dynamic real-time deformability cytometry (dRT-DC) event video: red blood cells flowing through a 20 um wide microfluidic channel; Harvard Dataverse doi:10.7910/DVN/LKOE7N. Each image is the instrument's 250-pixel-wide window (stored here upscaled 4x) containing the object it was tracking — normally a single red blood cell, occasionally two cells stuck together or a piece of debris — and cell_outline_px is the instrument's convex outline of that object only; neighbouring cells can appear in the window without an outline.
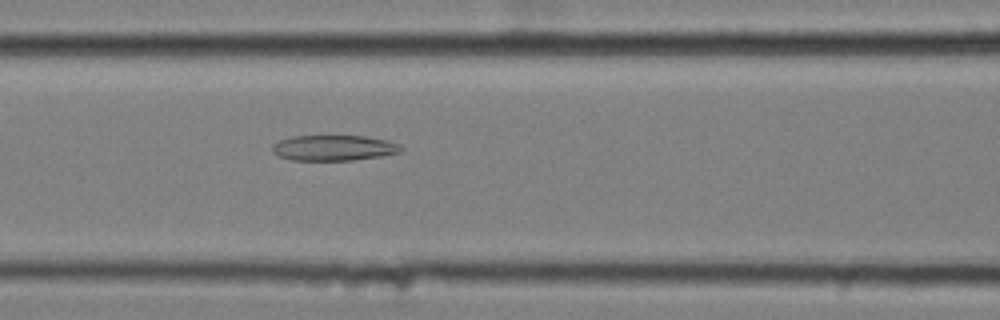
{"species": "common noctule bat (a hibernating species)", "species_latin": "Nyctalus noctula", "temperature_condition": "cold", "stored_images_in_passage": 51, "camera_frame_rate_fps": 3000, "um_per_image_px": 0.085, "animal": {"sex": "female", "body_mass_g": 25.1}, "frame": {"image": 1, "passage_image": 18, "time_ms": 5.667, "image_size_px": [1000, 320], "cell_outline_px": [[404, 148], [400, 152], [380, 156], [352, 160], [292, 160], [280, 156], [272, 152], [272, 144], [280, 140], [292, 136], [364, 136], [384, 140], [400, 144]], "centroid_in_image_um": [28.36, 12.57], "position_along_channel_um": 138.2, "area_um2": 19.02}}
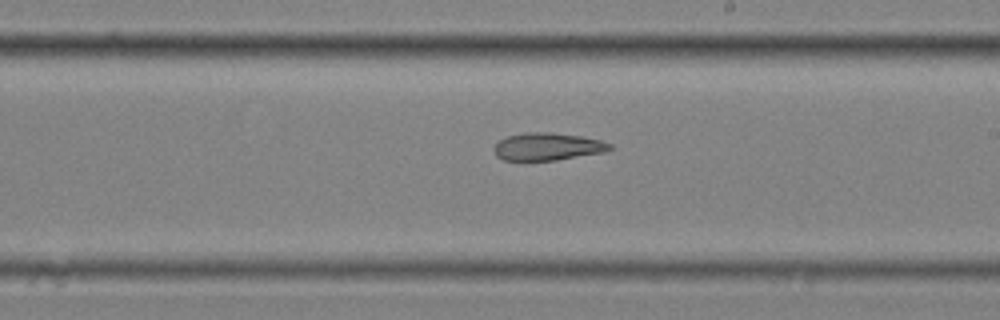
{"frame": {"image": 2, "passage_image": 27, "time_ms": 8.667, "image_size_px": [1000, 320], "cell_outline_px": [[612, 148], [604, 152], [556, 160], [504, 160], [496, 156], [492, 148], [500, 140], [508, 136], [524, 132], [552, 132], [580, 136], [600, 140], [612, 144]], "centroid_in_image_um": [46.52, 12.46], "position_along_channel_um": 242.5, "area_um2": 18.55}}
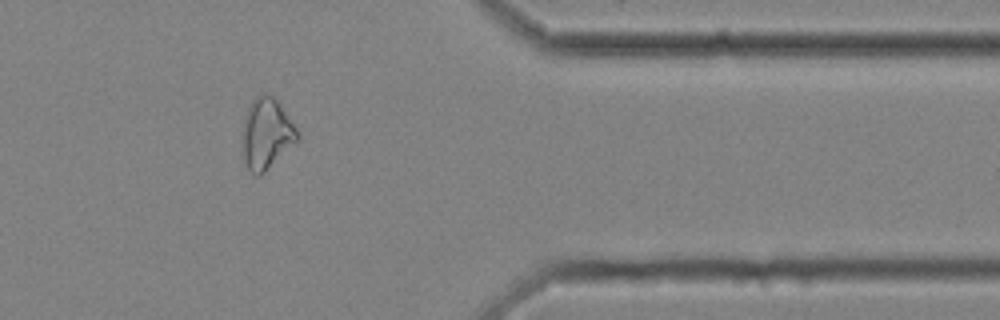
{"frame": {"image": 3, "passage_image": 41, "time_ms": 13.333, "image_size_px": [1000, 320], "cell_outline_px": [[300, 140], [260, 176], [256, 176], [248, 168], [244, 160], [244, 116], [252, 100], [256, 96], [264, 92], [268, 92], [276, 100], [296, 128], [300, 136]], "centroid_in_image_um": [22.68, 11.36], "position_along_channel_um": 388.7, "area_um2": 22.43}}